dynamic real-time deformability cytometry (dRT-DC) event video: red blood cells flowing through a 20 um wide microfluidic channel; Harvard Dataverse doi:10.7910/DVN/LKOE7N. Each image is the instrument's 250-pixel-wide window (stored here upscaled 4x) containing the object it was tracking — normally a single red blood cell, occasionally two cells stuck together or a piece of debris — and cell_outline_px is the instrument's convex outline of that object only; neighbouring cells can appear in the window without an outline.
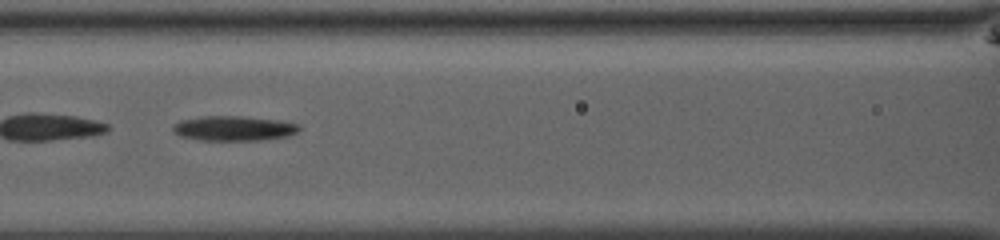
{"species": "common noctule bat (a hibernating species)", "species_latin": "Nyctalus noctula", "temperature_condition": "room temperature", "stored_images_in_passage": 43, "camera_frame_rate_fps": 3000, "um_per_image_px": 0.085, "animal": {"sex": "male", "body_mass_g": 13.0, "forearm_length_mm": 53.1}, "frame": {"image": 1, "passage_image": 17, "time_ms": 5.333, "image_size_px": [1000, 240], "cell_outline_px": [[300, 128], [296, 132], [288, 136], [260, 140], [200, 140], [180, 136], [172, 128], [180, 120], [204, 116], [240, 116], [280, 120], [300, 124]], "centroid_in_image_um": [19.9, 10.9], "position_along_channel_um": 146.7, "area_um2": 18.15}}
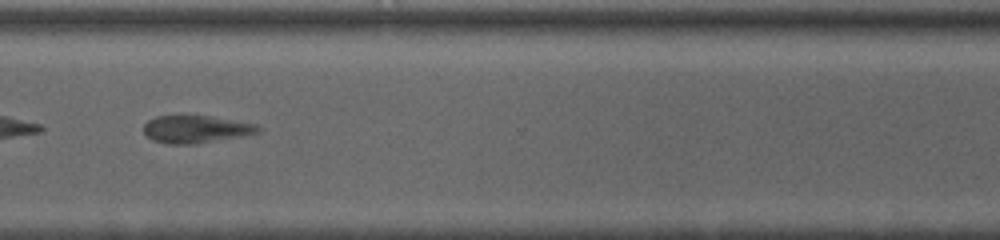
{"frame": {"image": 2, "passage_image": 33, "time_ms": 10.667, "image_size_px": [1000, 240], "cell_outline_px": [[264, 128], [260, 132], [240, 136], [196, 144], [168, 144], [152, 140], [144, 132], [144, 124], [148, 120], [156, 116], [208, 116], [256, 124]], "centroid_in_image_um": [16.65, 10.99], "position_along_channel_um": 353.9, "area_um2": 18.21}}
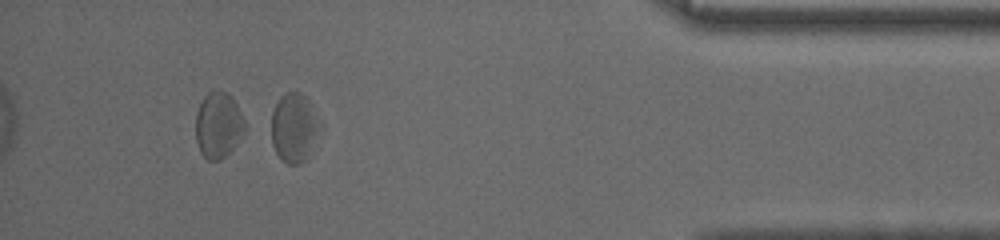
{"frame": {"image": 3, "passage_image": 40, "time_ms": 13.0, "image_size_px": [1000, 240], "cell_outline_px": [[324, 128], [308, 160], [300, 164], [288, 164], [276, 152], [272, 144], [272, 112], [280, 96], [284, 92], [300, 92], [308, 100], [324, 124]], "centroid_in_image_um": [25.09, 10.87], "position_along_channel_um": 410.1, "area_um2": 20.35}, "authors_computed_cell_mechanics": {"area_um2": 18.3804, "velocity_mm_per_s": 3.8914, "shape_relaxation_time_tau1_ms": 2.1275, "shape_relaxation_time_tau2_ms": 3.2223, "deformation_change_tau1": 0.0974, "deformation_change_tau2": 0.0994}}